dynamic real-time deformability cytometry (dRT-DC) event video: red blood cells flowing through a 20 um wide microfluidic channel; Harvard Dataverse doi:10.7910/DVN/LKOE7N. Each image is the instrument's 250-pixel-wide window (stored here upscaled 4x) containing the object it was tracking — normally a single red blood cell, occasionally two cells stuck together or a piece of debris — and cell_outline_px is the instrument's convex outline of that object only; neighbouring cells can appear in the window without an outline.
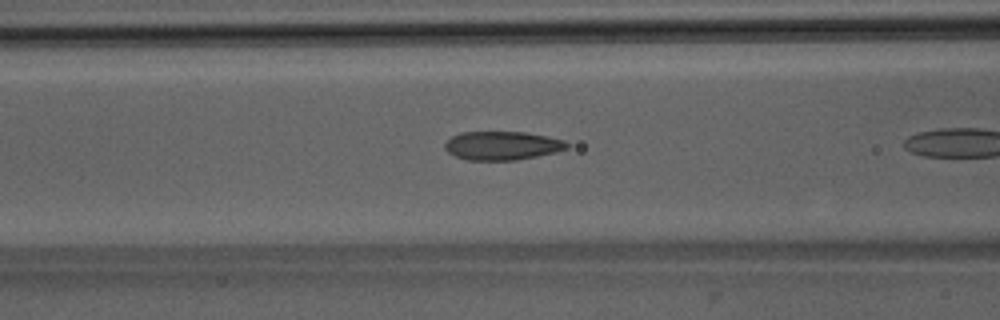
{"species": "Egyptian fruit bat (a non-hibernating species)", "species_latin": "Rousettus aegyptiacus", "temperature_condition": "room temperature", "stored_images_in_passage": 8, "camera_frame_rate_fps": 3000, "um_per_image_px": 0.085, "animal": {"sex": "male"}, "frame": {"image": 1, "passage_image": 7, "time_ms": 2.0, "image_size_px": [1000, 320], "cell_outline_px": [[568, 148], [556, 152], [516, 160], [468, 160], [456, 156], [448, 152], [444, 148], [444, 144], [452, 136], [460, 132], [524, 132], [564, 140], [568, 144]], "centroid_in_image_um": [42.66, 12.38], "position_along_channel_um": 123.9, "area_um2": 20.23}}